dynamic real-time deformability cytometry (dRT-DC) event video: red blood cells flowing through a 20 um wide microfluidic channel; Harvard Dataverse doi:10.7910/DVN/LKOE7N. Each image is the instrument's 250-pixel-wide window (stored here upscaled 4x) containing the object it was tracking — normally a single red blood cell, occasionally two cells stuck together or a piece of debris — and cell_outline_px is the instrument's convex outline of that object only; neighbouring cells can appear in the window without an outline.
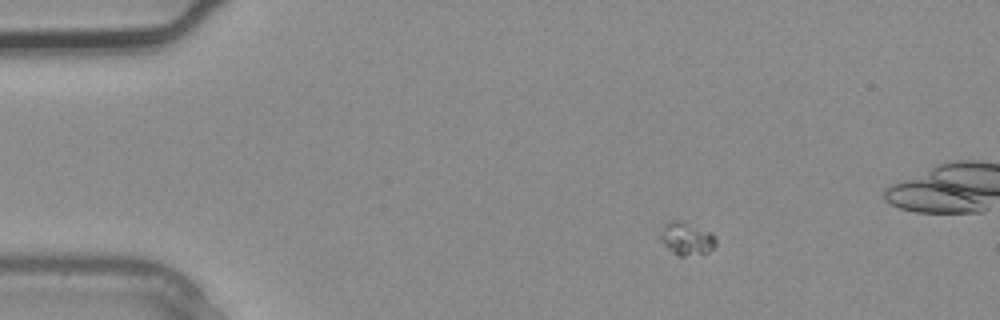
{"species": "common noctule bat (a hibernating species)", "species_latin": "Nyctalus noctula", "temperature_condition": "warm", "stored_images_in_passage": 3, "camera_frame_rate_fps": 3000, "um_per_image_px": 0.085, "animal": {"sex": "male", "body_mass_g": 20.4}, "frame": {"image": 1, "passage_image": 1, "time_ms": 0.0, "image_size_px": [1000, 320], "cell_outline_px": [[716, 244], [708, 252], [684, 256], [676, 256], [660, 240], [660, 236], [664, 224], [676, 220], [680, 220], [712, 232], [716, 240]], "centroid_in_image_um": [58.37, 20.28], "position_along_channel_um": 26.6, "area_um2": 10.52}}